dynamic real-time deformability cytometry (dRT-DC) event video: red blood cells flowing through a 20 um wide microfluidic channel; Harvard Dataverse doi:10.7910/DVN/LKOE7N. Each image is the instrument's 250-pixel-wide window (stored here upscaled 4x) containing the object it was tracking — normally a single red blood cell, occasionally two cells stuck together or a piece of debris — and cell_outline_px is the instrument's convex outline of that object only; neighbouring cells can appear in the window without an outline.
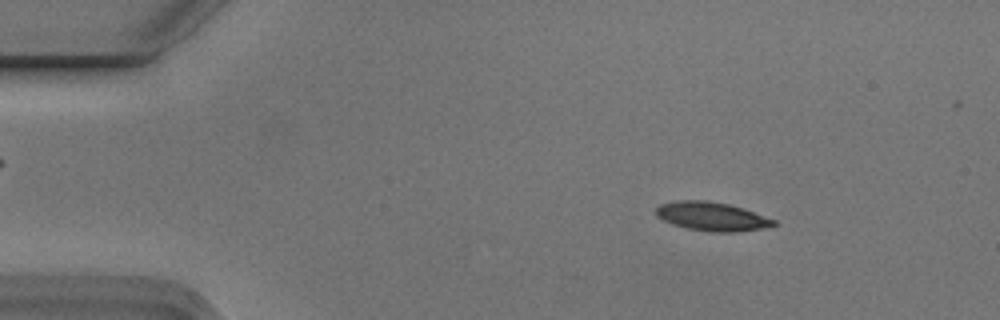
{"species": "Egyptian fruit bat (a non-hibernating species)", "species_latin": "Rousettus aegyptiacus", "temperature_condition": "cold", "stored_images_in_passage": 4, "camera_frame_rate_fps": 3000, "um_per_image_px": 0.085, "animal": {"sex": "male"}, "frame": {"image": 1, "passage_image": 2, "time_ms": 0.333, "image_size_px": [1000, 320], "cell_outline_px": [[776, 224], [760, 228], [736, 232], [708, 232], [688, 228], [672, 224], [656, 216], [656, 208], [660, 204], [676, 200], [708, 200], [728, 204], [744, 208], [776, 220]], "centroid_in_image_um": [60.48, 18.38], "position_along_channel_um": 24.5, "area_um2": 19.71}}